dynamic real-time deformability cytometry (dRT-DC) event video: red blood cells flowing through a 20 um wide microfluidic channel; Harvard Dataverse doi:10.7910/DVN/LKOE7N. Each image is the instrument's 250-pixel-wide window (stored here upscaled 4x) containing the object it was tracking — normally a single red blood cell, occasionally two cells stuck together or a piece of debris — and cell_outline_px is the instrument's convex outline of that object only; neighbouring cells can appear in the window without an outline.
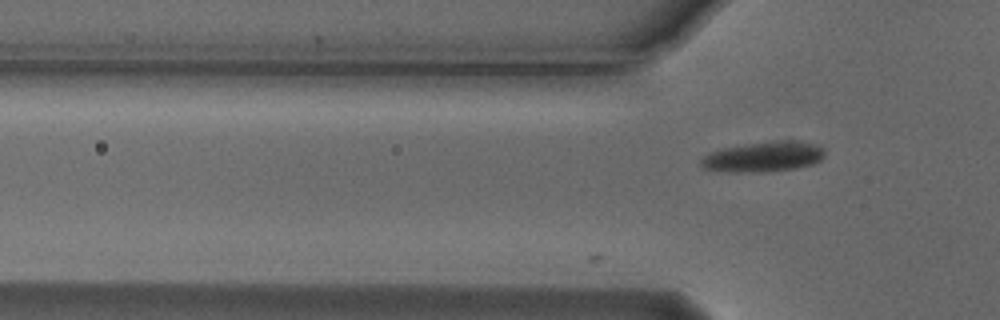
{"species": "Egyptian fruit bat (a non-hibernating species)", "species_latin": "Rousettus aegyptiacus", "temperature_condition": "cold", "stored_images_in_passage": 4, "camera_frame_rate_fps": 3000, "um_per_image_px": 0.085, "animal": {"sex": "male"}, "frame": {"image": 1, "passage_image": 4, "time_ms": 1.0, "image_size_px": [1000, 320], "cell_outline_px": [[824, 156], [820, 160], [812, 164], [796, 168], [760, 172], [728, 172], [704, 168], [700, 164], [700, 160], [704, 156], [712, 152], [724, 148], [752, 144], [792, 140], [816, 144], [824, 148]], "centroid_in_image_um": [64.92, 13.34], "position_along_channel_um": 60.9, "area_um2": 21.27}}